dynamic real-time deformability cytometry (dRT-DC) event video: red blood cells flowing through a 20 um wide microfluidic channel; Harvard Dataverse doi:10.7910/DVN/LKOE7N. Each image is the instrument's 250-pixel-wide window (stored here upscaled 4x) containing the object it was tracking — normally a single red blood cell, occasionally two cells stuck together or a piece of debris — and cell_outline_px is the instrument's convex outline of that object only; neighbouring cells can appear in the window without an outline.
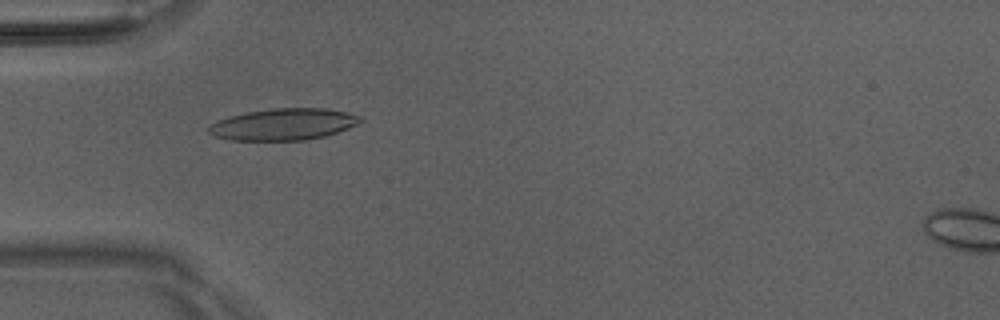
{"species": "Egyptian fruit bat (a non-hibernating species)", "species_latin": "Rousettus aegyptiacus", "temperature_condition": "room temperature", "stored_images_in_passage": 48, "camera_frame_rate_fps": 3000, "um_per_image_px": 0.085, "animal": {"sex": "male"}, "frame": {"image": 1, "passage_image": 13, "time_ms": 4.0, "image_size_px": [1000, 320], "cell_outline_px": [[364, 120], [348, 128], [324, 136], [304, 140], [232, 140], [212, 136], [204, 128], [208, 124], [228, 116], [244, 112], [272, 108], [328, 108], [360, 116]], "centroid_in_image_um": [24.01, 10.56], "position_along_channel_um": 61.0, "area_um2": 28.15}}
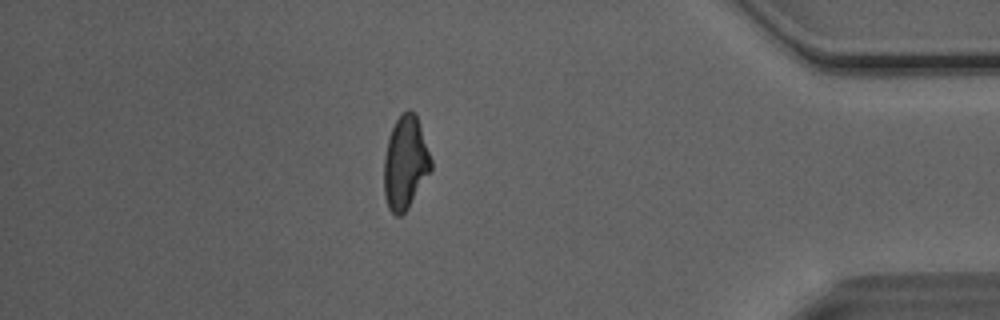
{"frame": {"image": 2, "passage_image": 41, "time_ms": 13.333, "image_size_px": [1000, 320], "cell_outline_px": [[432, 168], [408, 208], [400, 216], [396, 216], [388, 208], [384, 196], [384, 156], [388, 140], [392, 128], [396, 120], [408, 108], [416, 112], [432, 160]], "centroid_in_image_um": [34.45, 13.82], "position_along_channel_um": 400.7, "area_um2": 25.49}}
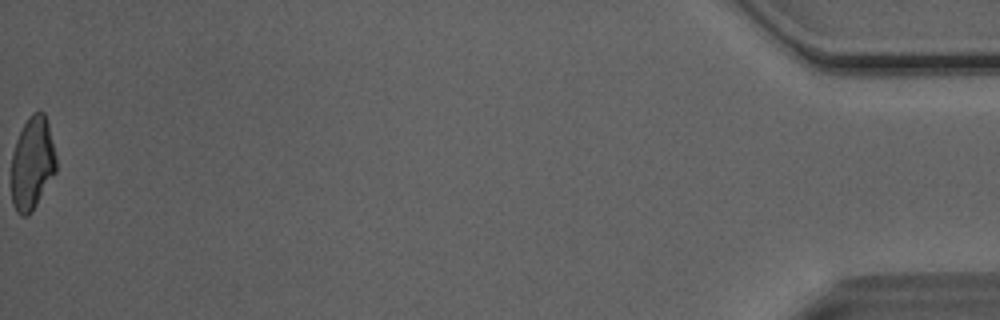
{"frame": {"image": 3, "passage_image": 48, "time_ms": 15.667, "image_size_px": [1000, 320], "cell_outline_px": [[56, 172], [36, 204], [24, 216], [20, 216], [16, 212], [12, 204], [12, 152], [16, 140], [28, 116], [32, 112], [44, 112], [48, 124], [56, 156]], "centroid_in_image_um": [2.74, 13.86], "position_along_channel_um": 432.5, "area_um2": 23.99}, "authors_computed_cell_mechanics": {"area_um2": 26.01, "velocity_mm_per_s": 4.0918, "shape_relaxation_time_tau1_ms": 5.5307, "shape_relaxation_time_tau2_ms": 2.3313, "deformation_change_tau1": 0.1818, "deformation_change_tau2": 0.1126}}